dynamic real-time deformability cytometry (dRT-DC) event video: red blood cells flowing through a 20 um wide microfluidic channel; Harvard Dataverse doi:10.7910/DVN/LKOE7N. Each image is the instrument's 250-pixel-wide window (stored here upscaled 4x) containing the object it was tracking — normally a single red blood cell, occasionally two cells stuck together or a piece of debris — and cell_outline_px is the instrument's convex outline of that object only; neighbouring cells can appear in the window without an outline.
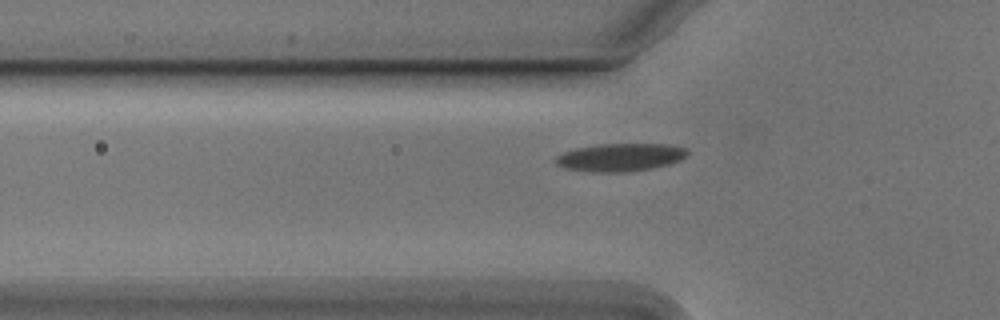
{"species": "Egyptian fruit bat (a non-hibernating species)", "species_latin": "Rousettus aegyptiacus", "temperature_condition": "cold", "stored_images_in_passage": 34, "camera_frame_rate_fps": 3000, "um_per_image_px": 0.085, "animal": {"sex": "male"}, "frame": {"image": 1, "passage_image": 4, "time_ms": 1.0, "image_size_px": [1000, 320], "cell_outline_px": [[688, 152], [680, 160], [668, 164], [652, 168], [624, 172], [592, 172], [564, 168], [556, 164], [552, 160], [556, 156], [564, 152], [576, 148], [600, 144], [668, 144], [688, 148]], "centroid_in_image_um": [52.69, 13.37], "position_along_channel_um": 73.1, "area_um2": 21.44}}
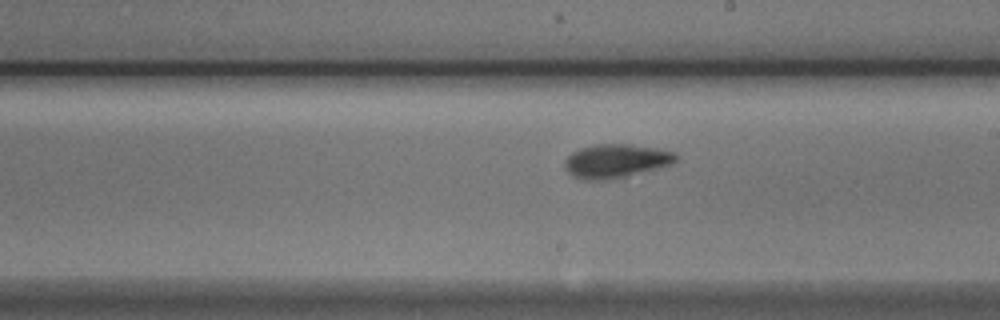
{"frame": {"image": 2, "passage_image": 17, "time_ms": 5.333, "image_size_px": [1000, 320], "cell_outline_px": [[680, 156], [672, 164], [624, 176], [592, 180], [588, 180], [576, 176], [568, 172], [564, 164], [564, 160], [572, 152], [580, 148], [596, 144], [632, 144], [656, 148], [676, 152]], "centroid_in_image_um": [52.38, 13.64], "position_along_channel_um": 236.6, "area_um2": 21.44}}
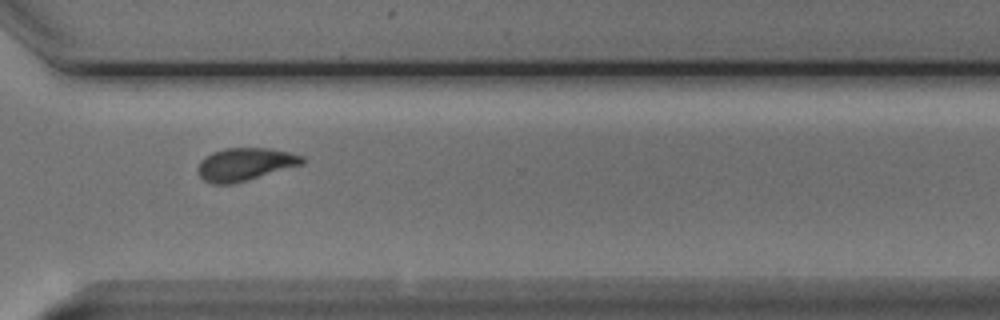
{"frame": {"image": 3, "passage_image": 26, "time_ms": 8.333, "image_size_px": [1000, 320], "cell_outline_px": [[304, 164], [232, 184], [212, 184], [204, 180], [200, 176], [200, 160], [212, 152], [224, 148], [268, 148], [288, 152], [304, 156]], "centroid_in_image_um": [20.85, 13.95], "position_along_channel_um": 349.8, "area_um2": 19.71}, "authors_computed_cell_mechanics": {"area_um2": 19.9988, "velocity_mm_per_s": 3.771, "shape_relaxation_time_tau1_ms": 2.9842, "shape_relaxation_time_tau2_ms": 2.4373, "deformation_change_tau1": 0.144, "deformation_change_tau2": 0.0966}}